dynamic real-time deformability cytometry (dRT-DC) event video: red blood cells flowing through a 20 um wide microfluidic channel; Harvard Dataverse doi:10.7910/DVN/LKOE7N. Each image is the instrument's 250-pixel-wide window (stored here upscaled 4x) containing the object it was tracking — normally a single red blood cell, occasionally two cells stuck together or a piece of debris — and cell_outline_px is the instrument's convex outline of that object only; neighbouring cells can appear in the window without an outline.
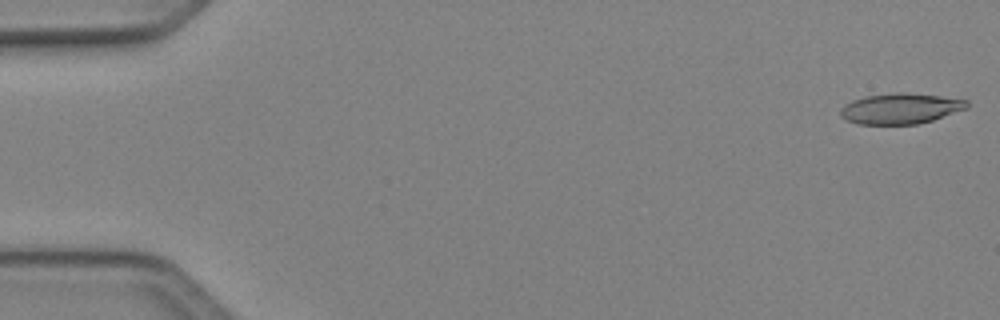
{"species": "Egyptian fruit bat (a non-hibernating species)", "species_latin": "Rousettus aegyptiacus", "temperature_condition": "cold", "stored_images_in_passage": 49, "camera_frame_rate_fps": 3000, "um_per_image_px": 0.085, "animal": {"sex": "female"}, "frame": {"image": 1, "passage_image": 1, "time_ms": 0.0, "image_size_px": [1000, 320], "cell_outline_px": [[968, 108], [932, 120], [916, 124], [856, 124], [840, 116], [840, 108], [844, 104], [852, 100], [868, 96], [896, 92], [900, 92], [940, 96], [968, 100]], "centroid_in_image_um": [76.52, 9.23], "position_along_channel_um": 8.5, "area_um2": 22.43}}
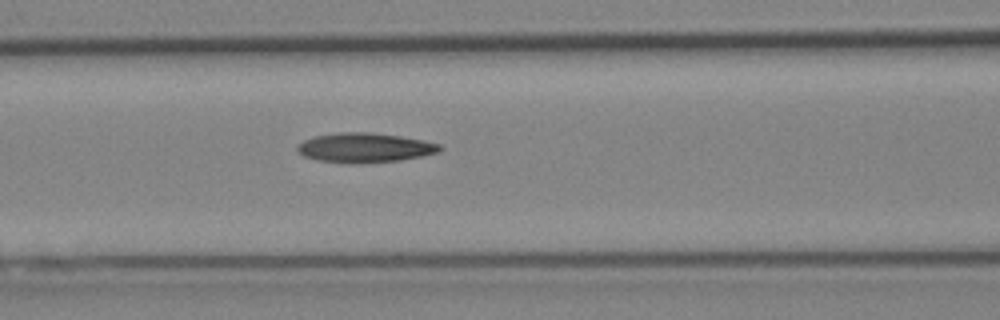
{"frame": {"image": 2, "passage_image": 21, "time_ms": 6.667, "image_size_px": [1000, 320], "cell_outline_px": [[444, 148], [440, 152], [400, 160], [352, 164], [316, 160], [304, 156], [296, 152], [296, 144], [312, 136], [340, 132], [372, 132], [400, 136], [424, 140], [440, 144]], "centroid_in_image_um": [30.97, 12.55], "position_along_channel_um": 135.6, "area_um2": 24.85}}
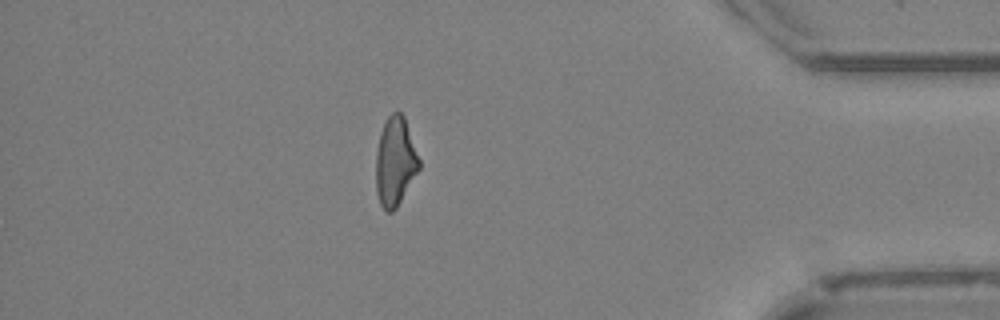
{"frame": {"image": 3, "passage_image": 43, "time_ms": 14.0, "image_size_px": [1000, 320], "cell_outline_px": [[420, 168], [396, 208], [392, 212], [388, 212], [380, 204], [376, 192], [376, 152], [380, 132], [388, 116], [392, 112], [400, 112], [404, 116], [420, 160]], "centroid_in_image_um": [33.58, 13.73], "position_along_channel_um": 401.6, "area_um2": 22.25}, "authors_computed_cell_mechanics": {"area_um2": 23.2356, "velocity_mm_per_s": 4.1506, "shape_relaxation_time_tau1_ms": 8.5343, "shape_relaxation_time_tau2_ms": 8.5292, "deformation_change_tau1": 0.2213, "deformation_change_tau2": 0.2138}}